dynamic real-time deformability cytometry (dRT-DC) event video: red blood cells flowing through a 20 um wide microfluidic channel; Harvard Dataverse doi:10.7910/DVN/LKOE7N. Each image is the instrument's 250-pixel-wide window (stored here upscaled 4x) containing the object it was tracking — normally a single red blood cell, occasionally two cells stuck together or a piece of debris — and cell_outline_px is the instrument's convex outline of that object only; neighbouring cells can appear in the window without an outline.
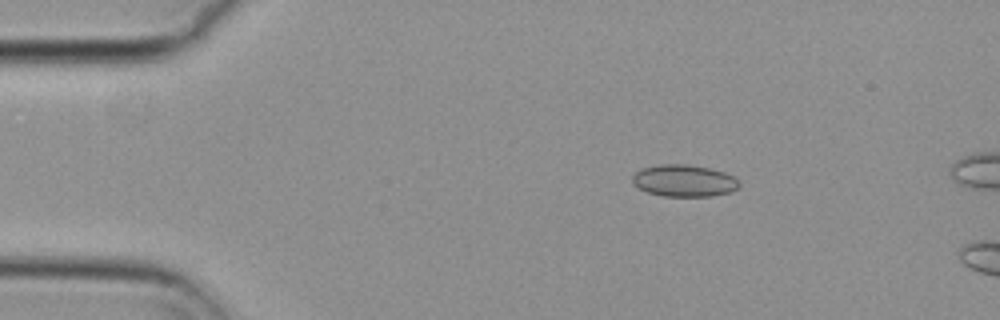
{"species": "common noctule bat (a hibernating species)", "species_latin": "Nyctalus noctula", "temperature_condition": "cold", "stored_images_in_passage": 15, "camera_frame_rate_fps": 3000, "um_per_image_px": 0.085, "animal": {"sex": "female", "body_mass_g": 29.2, "forearm_length_mm": 56.3}, "frame": {"image": 1, "passage_image": 9, "time_ms": 2.667, "image_size_px": [1000, 320], "cell_outline_px": [[740, 184], [732, 192], [712, 196], [664, 196], [648, 192], [632, 184], [632, 176], [636, 172], [644, 168], [656, 164], [688, 164], [708, 168], [724, 172], [736, 176], [740, 180]], "centroid_in_image_um": [58.18, 15.35], "position_along_channel_um": 26.8, "area_um2": 20.0}}